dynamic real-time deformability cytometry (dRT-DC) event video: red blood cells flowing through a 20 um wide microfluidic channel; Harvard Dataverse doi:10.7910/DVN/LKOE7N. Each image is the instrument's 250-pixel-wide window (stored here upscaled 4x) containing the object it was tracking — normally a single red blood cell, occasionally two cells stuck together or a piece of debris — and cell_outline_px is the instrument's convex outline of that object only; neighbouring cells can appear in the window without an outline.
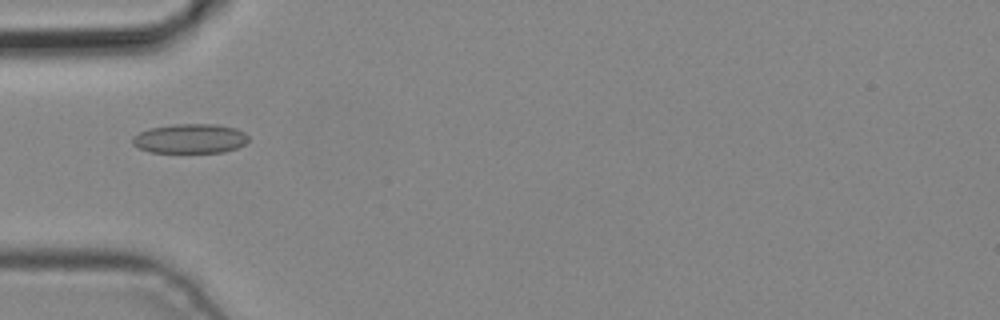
{"species": "common noctule bat (a hibernating species)", "species_latin": "Nyctalus noctula", "temperature_condition": "cold", "stored_images_in_passage": 5, "camera_frame_rate_fps": 3000, "um_per_image_px": 0.085, "animal": {"sex": "male", "body_mass_g": 19.2, "forearm_length_mm": 51.8}, "frame": {"image": 1, "passage_image": 5, "time_ms": 1.333, "image_size_px": [1000, 320], "cell_outline_px": [[248, 140], [244, 144], [236, 148], [224, 152], [148, 152], [132, 144], [132, 136], [148, 128], [172, 124], [216, 124], [236, 128], [244, 132], [248, 136]], "centroid_in_image_um": [16.14, 11.77], "position_along_channel_um": 68.9, "area_um2": 20.0}}